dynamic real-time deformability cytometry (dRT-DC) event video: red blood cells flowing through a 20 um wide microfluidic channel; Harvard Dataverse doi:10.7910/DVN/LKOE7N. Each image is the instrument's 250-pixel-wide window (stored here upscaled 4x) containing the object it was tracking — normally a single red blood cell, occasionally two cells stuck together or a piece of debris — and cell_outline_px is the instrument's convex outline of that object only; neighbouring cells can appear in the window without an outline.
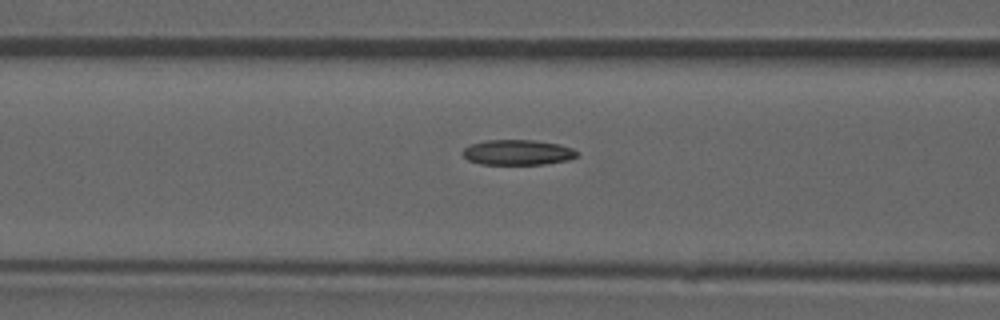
{"species": "common noctule bat (a hibernating species)", "species_latin": "Nyctalus noctula", "temperature_condition": "room temperature", "stored_images_in_passage": 42, "camera_frame_rate_fps": 3000, "um_per_image_px": 0.085, "animal": {"sex": "male", "forearm_length_mm": 52.5}, "frame": {"image": 1, "passage_image": 12, "time_ms": 3.667, "image_size_px": [1000, 320], "cell_outline_px": [[576, 156], [568, 160], [544, 164], [480, 164], [468, 160], [460, 152], [464, 148], [472, 144], [484, 140], [536, 140], [560, 144], [572, 148], [576, 152]], "centroid_in_image_um": [43.97, 12.95], "position_along_channel_um": 122.6, "area_um2": 16.82}, "authors_computed_cell_mechanics": {"area_um2": 16.9065, "velocity_mm_per_s": 3.8981, "shape_relaxation_time_tau1_ms": null, "shape_relaxation_time_tau2_ms": 7.8517, "deformation_change_tau1": null, "deformation_change_tau2": 0.1505}}